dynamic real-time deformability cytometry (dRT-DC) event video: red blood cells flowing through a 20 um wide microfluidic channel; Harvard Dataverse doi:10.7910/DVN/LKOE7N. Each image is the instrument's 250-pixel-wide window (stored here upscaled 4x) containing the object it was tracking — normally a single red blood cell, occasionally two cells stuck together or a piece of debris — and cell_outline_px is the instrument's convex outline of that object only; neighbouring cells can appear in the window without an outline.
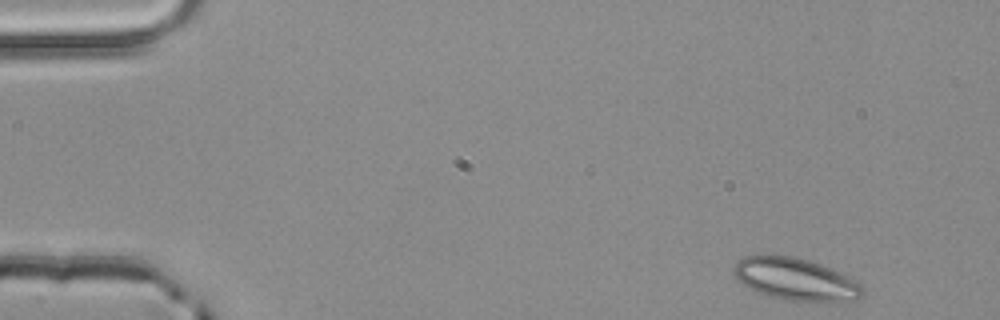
{"species": "common noctule bat (a hibernating species)", "species_latin": "Nyctalus noctula", "temperature_condition": "room temperature", "stored_images_in_passage": 3, "camera_frame_rate_fps": 3000, "um_per_image_px": 0.085, "animal": {"sex": "male", "body_mass_g": 20.4}, "frame": {"image": 1, "passage_image": 1, "time_ms": 0.0, "image_size_px": [1000, 320], "cell_outline_px": [[864, 288], [860, 296], [852, 300], [836, 304], [812, 304], [784, 300], [760, 292], [744, 284], [732, 272], [732, 268], [736, 260], [744, 256], [760, 252], [768, 252], [792, 256], [808, 260], [820, 264], [860, 280]], "centroid_in_image_um": [67.66, 23.73], "position_along_channel_um": 17.3, "area_um2": 33.23}}